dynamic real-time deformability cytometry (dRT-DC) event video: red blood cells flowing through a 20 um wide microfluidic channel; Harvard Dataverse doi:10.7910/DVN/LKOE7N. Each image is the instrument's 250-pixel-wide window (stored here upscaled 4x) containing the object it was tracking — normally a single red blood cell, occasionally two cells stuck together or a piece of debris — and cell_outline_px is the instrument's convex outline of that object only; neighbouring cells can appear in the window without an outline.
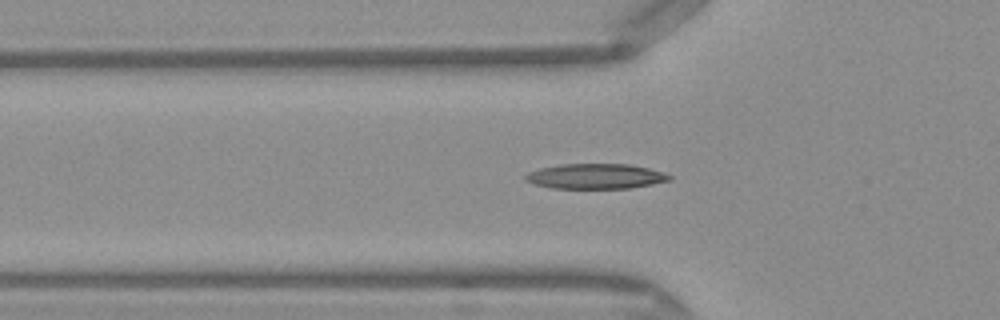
{"species": "Egyptian fruit bat (a non-hibernating species)", "species_latin": "Rousettus aegyptiacus", "temperature_condition": "warm", "stored_images_in_passage": 50, "segment_of_instrument_passage": [1, 2], "camera_frame_rate_fps": 3000, "um_per_image_px": 0.085, "frame": {"image": 1, "passage_image": 16, "time_ms": 5.0, "image_size_px": [1000, 320], "cell_outline_px": [[672, 180], [652, 184], [628, 188], [552, 188], [532, 184], [524, 180], [524, 176], [528, 172], [540, 168], [560, 164], [628, 164], [648, 168], [664, 172], [672, 176]], "centroid_in_image_um": [50.61, 14.98], "position_along_channel_um": 75.2, "area_um2": 21.15}}
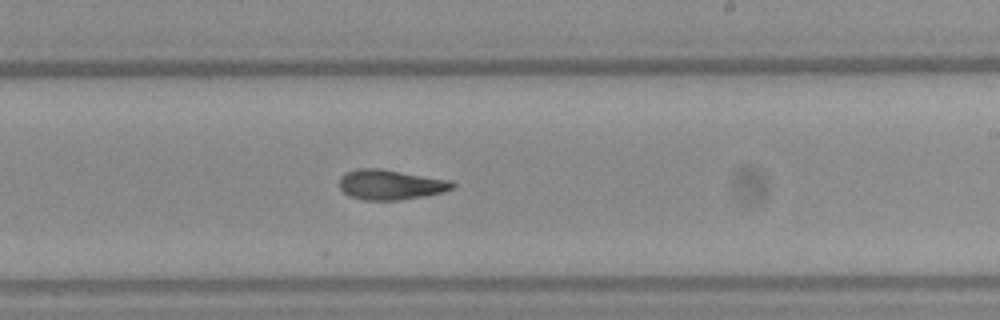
{"frame": {"image": 2, "passage_image": 29, "time_ms": 9.333, "image_size_px": [1000, 320], "cell_outline_px": [[456, 184], [452, 188], [444, 192], [424, 196], [396, 200], [364, 200], [348, 196], [340, 188], [340, 176], [344, 172], [356, 168], [380, 168], [448, 180]], "centroid_in_image_um": [33.14, 15.69], "position_along_channel_um": 255.9, "area_um2": 19.77}}
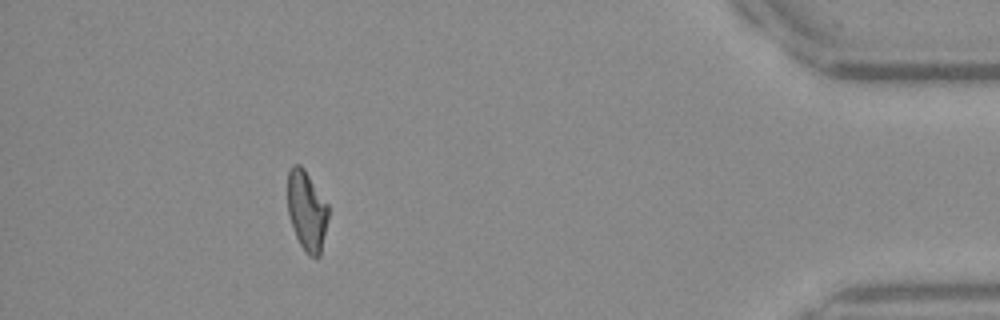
{"frame": {"image": 3, "passage_image": 44, "time_ms": 14.333, "image_size_px": [1000, 320], "cell_outline_px": [[328, 216], [320, 256], [308, 256], [304, 252], [296, 236], [288, 212], [288, 172], [292, 164], [300, 164], [304, 168], [328, 204]], "centroid_in_image_um": [26.07, 17.9], "position_along_channel_um": 409.1, "area_um2": 18.84}}